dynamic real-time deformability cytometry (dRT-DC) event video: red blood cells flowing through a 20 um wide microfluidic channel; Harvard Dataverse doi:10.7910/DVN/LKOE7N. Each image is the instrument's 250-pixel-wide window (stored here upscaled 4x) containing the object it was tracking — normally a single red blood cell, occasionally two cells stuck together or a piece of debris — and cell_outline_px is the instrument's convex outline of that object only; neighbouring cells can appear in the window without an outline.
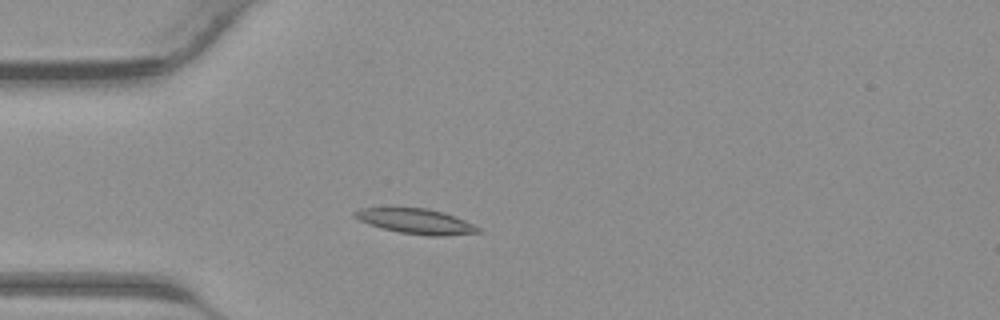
{"species": "common noctule bat (a hibernating species)", "species_latin": "Nyctalus noctula", "temperature_condition": "warm", "stored_images_in_passage": 33, "camera_frame_rate_fps": 3000, "um_per_image_px": 0.085, "animal": {"sex": "male", "body_mass_g": 23.1, "forearm_length_mm": 52.7}, "frame": {"image": 1, "passage_image": 7, "time_ms": 2.0, "image_size_px": [1000, 320], "cell_outline_px": [[484, 232], [440, 236], [428, 236], [400, 232], [368, 224], [352, 216], [352, 212], [360, 208], [428, 208], [444, 212], [464, 220], [480, 228]], "centroid_in_image_um": [35.36, 18.81], "position_along_channel_um": 49.6, "area_um2": 17.98}}
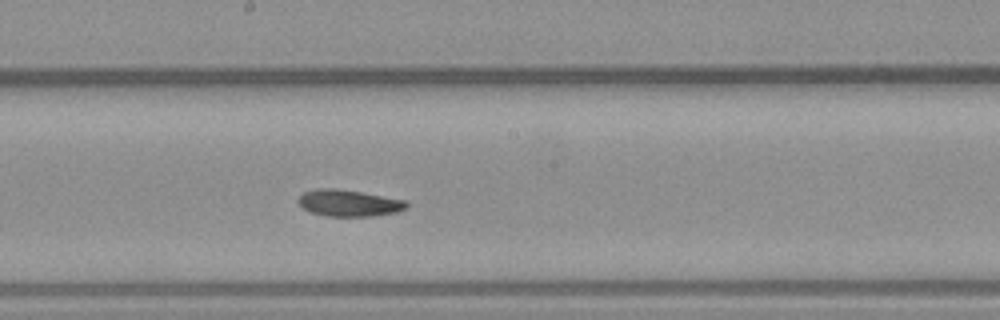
{"frame": {"image": 2, "passage_image": 18, "time_ms": 5.667, "image_size_px": [1000, 320], "cell_outline_px": [[408, 208], [396, 212], [372, 216], [324, 216], [308, 212], [296, 200], [304, 192], [316, 188], [336, 188], [408, 200]], "centroid_in_image_um": [29.65, 17.26], "position_along_channel_um": 218.5, "area_um2": 16.94}}
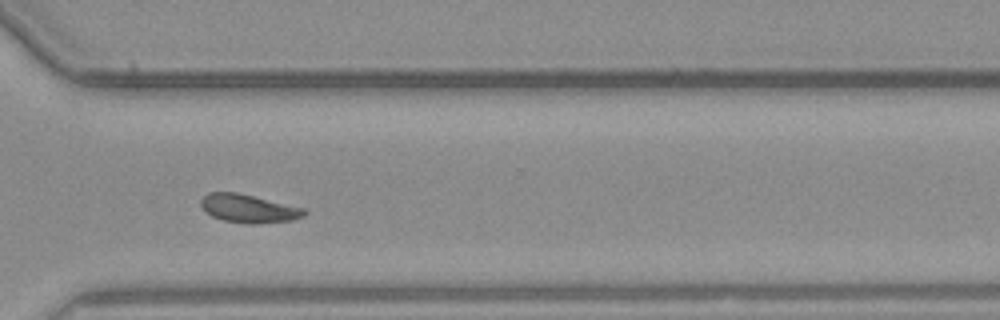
{"frame": {"image": 3, "passage_image": 26, "time_ms": 8.333, "image_size_px": [1000, 320], "cell_outline_px": [[308, 212], [304, 216], [292, 220], [256, 224], [244, 224], [224, 220], [212, 216], [204, 212], [200, 204], [200, 200], [208, 192], [236, 192], [304, 208]], "centroid_in_image_um": [21.1, 17.73], "position_along_channel_um": 349.5, "area_um2": 17.11}}